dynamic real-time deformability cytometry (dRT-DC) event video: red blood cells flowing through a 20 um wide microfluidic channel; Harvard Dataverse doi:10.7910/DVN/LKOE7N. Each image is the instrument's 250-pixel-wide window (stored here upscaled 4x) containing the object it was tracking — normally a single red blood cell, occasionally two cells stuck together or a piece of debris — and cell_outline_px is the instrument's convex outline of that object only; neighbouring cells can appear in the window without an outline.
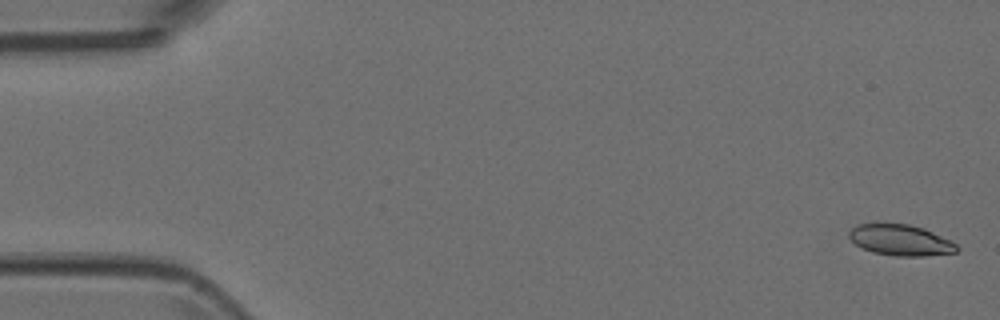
{"species": "Egyptian fruit bat (a non-hibernating species)", "species_latin": "Rousettus aegyptiacus", "temperature_condition": "room temperature", "stored_images_in_passage": 5, "camera_frame_rate_fps": 3000, "um_per_image_px": 0.085, "animal": {"sex": "female"}, "frame": {"image": 1, "passage_image": 1, "time_ms": 0.0, "image_size_px": [1000, 320], "cell_outline_px": [[960, 248], [956, 252], [924, 256], [896, 256], [872, 252], [856, 244], [848, 236], [848, 232], [852, 228], [860, 224], [876, 220], [908, 224], [924, 228], [952, 240]], "centroid_in_image_um": [76.53, 20.36], "position_along_channel_um": 8.5, "area_um2": 20.06}}
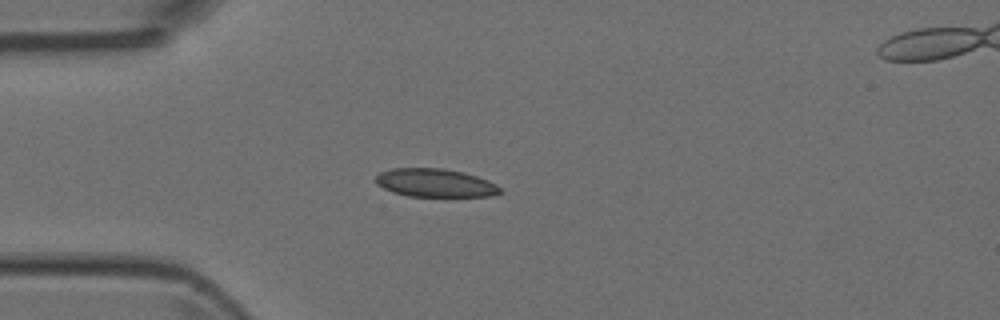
{"frame": {"image": 2, "passage_image": 5, "time_ms": 1.333, "image_size_px": [1000, 320], "cell_outline_px": [[504, 192], [492, 196], [408, 196], [392, 192], [376, 184], [376, 176], [380, 172], [392, 168], [440, 168], [464, 172], [488, 180], [496, 184]], "centroid_in_image_um": [37.0, 15.54], "position_along_channel_um": 48.0, "area_um2": 20.52}}